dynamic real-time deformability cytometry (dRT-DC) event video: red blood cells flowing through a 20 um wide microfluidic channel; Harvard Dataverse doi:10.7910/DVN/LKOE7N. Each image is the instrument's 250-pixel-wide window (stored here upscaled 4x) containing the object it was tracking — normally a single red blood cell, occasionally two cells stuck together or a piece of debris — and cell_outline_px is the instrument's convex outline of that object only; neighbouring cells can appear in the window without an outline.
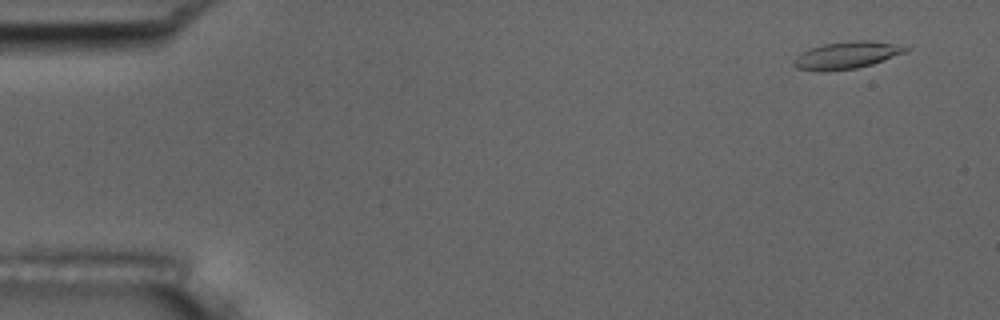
{"species": "common noctule bat (a hibernating species)", "species_latin": "Nyctalus noctula", "temperature_condition": "room temperature", "stored_images_in_passage": 6, "camera_frame_rate_fps": 3000, "um_per_image_px": 0.085, "animal": {"sex": "male", "body_mass_g": 17.5, "forearm_length_mm": 52.3}, "frame": {"image": 1, "passage_image": 1, "time_ms": 0.0, "image_size_px": [1000, 320], "cell_outline_px": [[912, 48], [904, 52], [872, 64], [856, 68], [824, 72], [820, 72], [796, 68], [792, 64], [792, 60], [796, 56], [812, 48], [824, 44], [852, 40], [868, 40], [892, 44]], "centroid_in_image_um": [71.9, 4.71], "position_along_channel_um": 13.1, "area_um2": 17.51}}
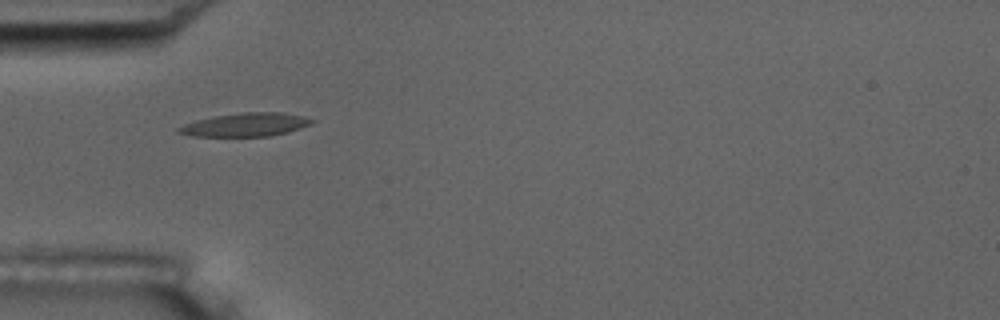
{"frame": {"image": 2, "passage_image": 5, "time_ms": 1.333, "image_size_px": [1000, 320], "cell_outline_px": [[316, 120], [312, 124], [288, 132], [272, 136], [192, 136], [176, 132], [176, 128], [184, 124], [196, 120], [216, 116], [240, 112], [280, 112], [304, 116]], "centroid_in_image_um": [20.89, 10.6], "position_along_channel_um": 64.1, "area_um2": 18.26}}